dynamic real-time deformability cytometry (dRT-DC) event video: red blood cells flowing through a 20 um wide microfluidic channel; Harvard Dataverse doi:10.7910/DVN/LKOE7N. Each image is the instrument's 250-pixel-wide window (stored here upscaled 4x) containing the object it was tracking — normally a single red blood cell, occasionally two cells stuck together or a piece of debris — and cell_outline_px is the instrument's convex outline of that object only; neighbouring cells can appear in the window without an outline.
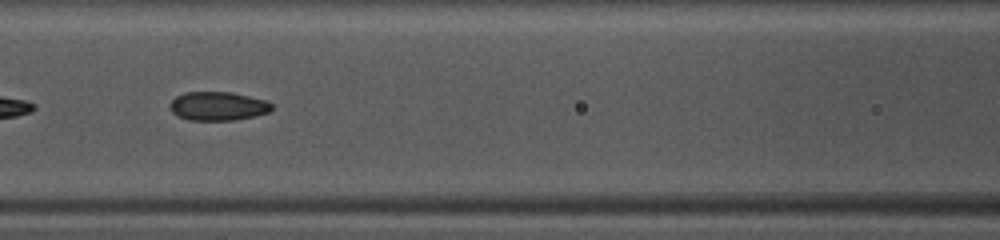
{"species": "common noctule bat (a hibernating species)", "species_latin": "Nyctalus noctula", "temperature_condition": "warm", "stored_images_in_passage": 27, "camera_frame_rate_fps": 3000, "um_per_image_px": 0.085, "animal": {"sex": "female", "body_mass_g": 10.0, "forearm_length_mm": 53.1}, "frame": {"image": 1, "passage_image": 12, "time_ms": 3.667, "image_size_px": [1000, 240], "cell_outline_px": [[272, 108], [268, 112], [252, 116], [232, 120], [188, 120], [172, 112], [168, 104], [176, 96], [184, 92], [232, 92], [264, 100], [272, 104]], "centroid_in_image_um": [18.48, 9.01], "position_along_channel_um": 148.1, "area_um2": 16.88}}